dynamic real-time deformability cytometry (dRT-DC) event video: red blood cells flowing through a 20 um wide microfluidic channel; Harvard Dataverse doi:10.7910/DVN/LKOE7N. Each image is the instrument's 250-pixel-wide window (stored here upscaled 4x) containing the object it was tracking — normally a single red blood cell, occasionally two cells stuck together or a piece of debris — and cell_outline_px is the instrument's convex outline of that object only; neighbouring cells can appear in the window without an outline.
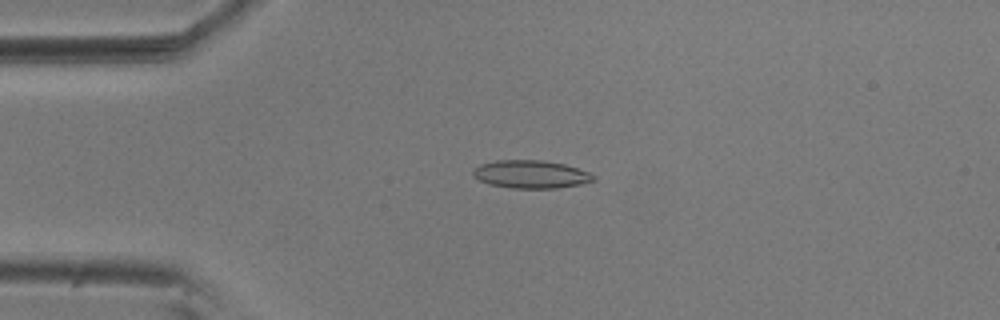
{"species": "common noctule bat (a hibernating species)", "species_latin": "Nyctalus noctula", "temperature_condition": "room temperature", "stored_images_in_passage": 52, "camera_frame_rate_fps": 3000, "um_per_image_px": 0.085, "animal": {"sex": "male", "body_mass_g": 20.5, "forearm_length_mm": 52.5}, "frame": {"image": 1, "passage_image": 12, "time_ms": 3.667, "image_size_px": [1000, 320], "cell_outline_px": [[596, 180], [580, 184], [556, 188], [512, 188], [488, 184], [472, 176], [472, 172], [480, 164], [496, 160], [540, 160], [564, 164], [588, 172], [596, 176]], "centroid_in_image_um": [45.11, 14.81], "position_along_channel_um": 39.9, "area_um2": 19.54}}
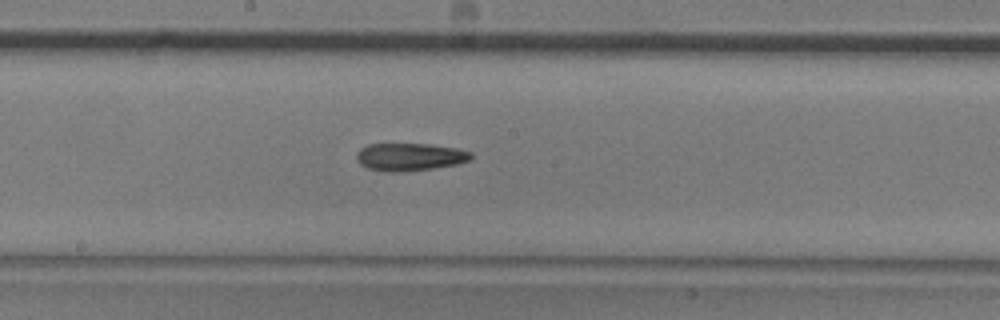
{"frame": {"image": 2, "passage_image": 28, "time_ms": 9.0, "image_size_px": [1000, 320], "cell_outline_px": [[472, 156], [468, 160], [456, 164], [432, 168], [396, 172], [388, 172], [368, 168], [360, 164], [356, 160], [356, 156], [360, 148], [368, 144], [428, 144], [456, 148], [472, 152]], "centroid_in_image_um": [34.8, 13.33], "position_along_channel_um": 213.4, "area_um2": 18.26}}
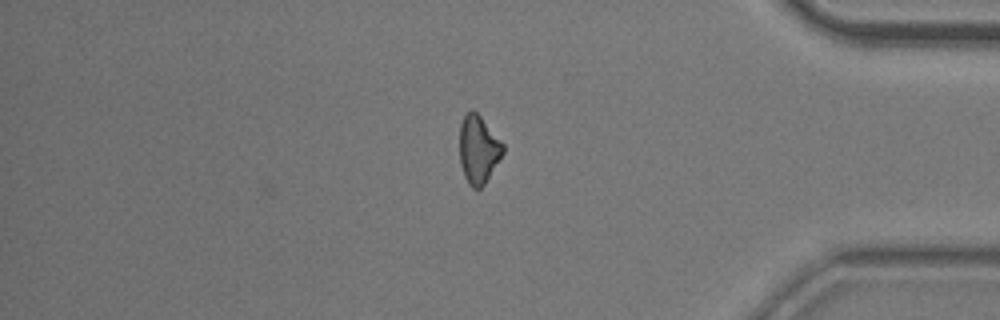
{"frame": {"image": 3, "passage_image": 45, "time_ms": 14.667, "image_size_px": [1000, 320], "cell_outline_px": [[504, 152], [484, 184], [480, 188], [472, 188], [468, 184], [464, 176], [460, 164], [460, 124], [464, 116], [472, 108], [480, 116], [504, 144]], "centroid_in_image_um": [40.65, 12.7], "position_along_channel_um": 394.5, "area_um2": 17.05}, "authors_computed_cell_mechanics": {"area_um2": 18.2648, "velocity_mm_per_s": 3.7064, "shape_relaxation_time_tau1_ms": 9.6513, "shape_relaxation_time_tau2_ms": null, "deformation_change_tau1": 0.1843, "deformation_change_tau2": null}}